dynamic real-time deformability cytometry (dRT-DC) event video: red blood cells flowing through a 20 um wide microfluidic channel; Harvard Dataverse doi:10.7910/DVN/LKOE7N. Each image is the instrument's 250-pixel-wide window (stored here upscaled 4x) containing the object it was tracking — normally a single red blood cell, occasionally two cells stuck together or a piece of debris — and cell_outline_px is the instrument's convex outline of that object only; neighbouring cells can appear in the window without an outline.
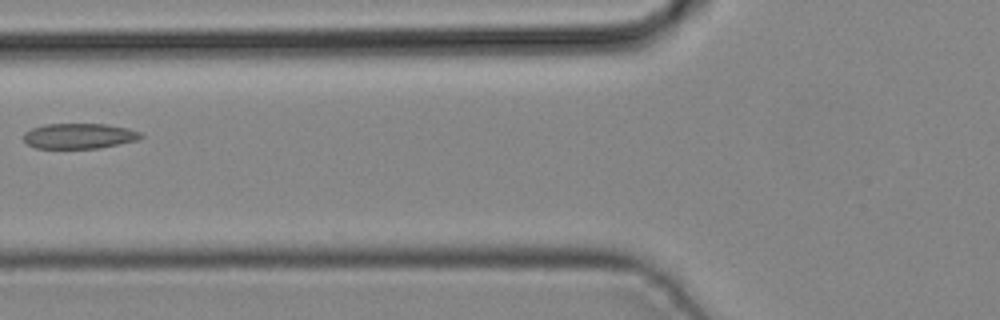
{"species": "common noctule bat (a hibernating species)", "species_latin": "Nyctalus noctula", "temperature_condition": "cold", "stored_images_in_passage": 2, "camera_frame_rate_fps": 3000, "um_per_image_px": 0.085, "animal": {"sex": "male", "body_mass_g": 19.2, "forearm_length_mm": 51.8}, "frame": {"image": 1, "passage_image": 2, "time_ms": 0.333, "image_size_px": [1000, 320], "cell_outline_px": [[144, 136], [136, 140], [100, 148], [36, 148], [28, 144], [24, 140], [24, 132], [32, 128], [44, 124], [104, 124], [128, 128], [140, 132]], "centroid_in_image_um": [6.72, 11.55], "position_along_channel_um": 119.1, "area_um2": 17.22}}